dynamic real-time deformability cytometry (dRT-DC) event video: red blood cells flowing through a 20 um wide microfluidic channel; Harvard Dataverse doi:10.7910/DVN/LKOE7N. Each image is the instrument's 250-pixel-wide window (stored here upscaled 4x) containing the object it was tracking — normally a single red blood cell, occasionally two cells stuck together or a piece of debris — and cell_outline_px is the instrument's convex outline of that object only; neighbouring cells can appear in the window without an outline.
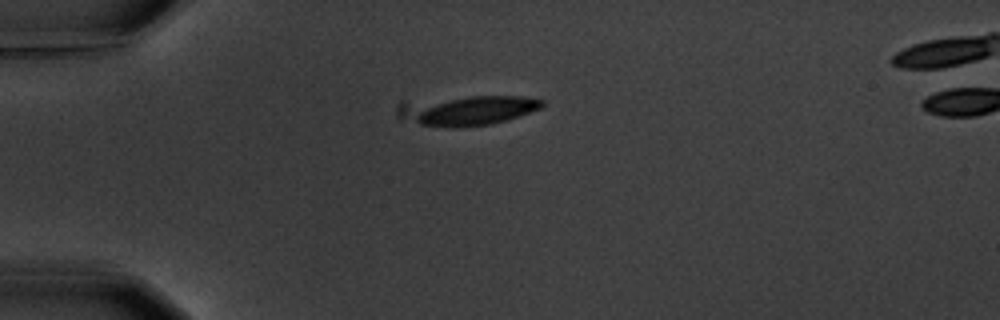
{"species": "common noctule bat (a hibernating species)", "species_latin": "Nyctalus noctula", "temperature_condition": "warm", "stored_images_in_passage": 4, "camera_frame_rate_fps": 3000, "um_per_image_px": 0.085, "animal": {"sex": "male", "body_mass_g": 20.1, "forearm_length_mm": 53.5}, "frame": {"image": 1, "passage_image": 1, "time_ms": 0.0, "image_size_px": [1000, 320], "cell_outline_px": [[544, 104], [540, 108], [508, 120], [492, 124], [460, 128], [444, 128], [420, 124], [416, 120], [416, 116], [420, 112], [428, 108], [452, 100], [472, 96], [520, 96], [544, 100]], "centroid_in_image_um": [40.58, 9.45], "position_along_channel_um": 44.4, "area_um2": 20.69}}